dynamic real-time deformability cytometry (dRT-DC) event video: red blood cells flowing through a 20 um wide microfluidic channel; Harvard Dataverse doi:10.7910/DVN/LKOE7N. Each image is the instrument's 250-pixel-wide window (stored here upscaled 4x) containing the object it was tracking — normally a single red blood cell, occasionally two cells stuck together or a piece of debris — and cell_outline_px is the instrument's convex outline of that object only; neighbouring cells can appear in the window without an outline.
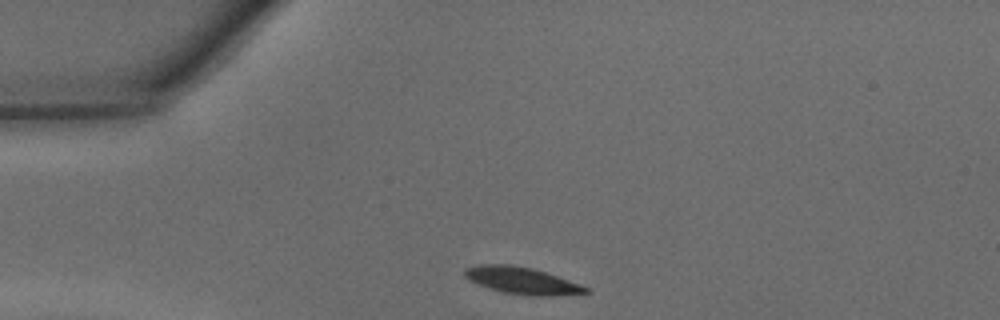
{"species": "common noctule bat (a hibernating species)", "species_latin": "Nyctalus noctula", "temperature_condition": "warm", "stored_images_in_passage": 27, "camera_frame_rate_fps": 3000, "um_per_image_px": 0.085, "animal": {"sex": "male", "body_mass_g": 15.6}, "frame": {"image": 1, "passage_image": 1, "time_ms": 0.0, "image_size_px": [1000, 320], "cell_outline_px": [[592, 292], [552, 296], [528, 296], [504, 292], [468, 280], [464, 276], [464, 268], [480, 264], [512, 264], [532, 268], [580, 284], [588, 288]], "centroid_in_image_um": [44.36, 23.84], "position_along_channel_um": 40.6, "area_um2": 18.84}}
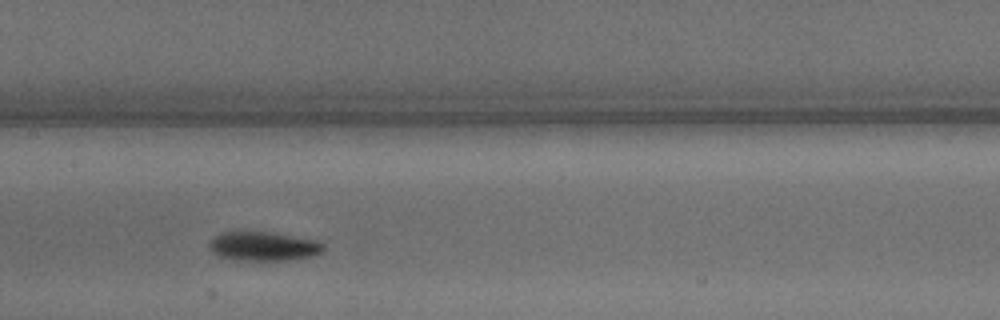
{"frame": {"image": 2, "passage_image": 13, "time_ms": 4.0, "image_size_px": [1000, 320], "cell_outline_px": [[324, 248], [320, 252], [312, 256], [288, 260], [228, 260], [216, 256], [208, 248], [208, 244], [220, 232], [244, 228], [272, 232], [316, 240], [324, 244]], "centroid_in_image_um": [22.28, 20.89], "position_along_channel_um": 185.1, "area_um2": 20.23}}
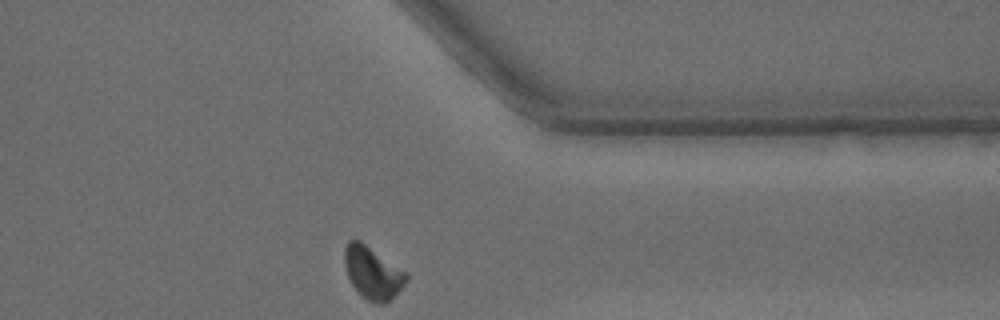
{"frame": {"image": 3, "passage_image": 27, "time_ms": 8.667, "image_size_px": [1000, 320], "cell_outline_px": [[408, 280], [384, 304], [380, 304], [368, 300], [352, 284], [348, 276], [344, 264], [344, 248], [348, 240], [360, 240], [408, 272]], "centroid_in_image_um": [31.68, 23.14], "position_along_channel_um": 379.7, "area_um2": 18.61}, "authors_computed_cell_mechanics": {"area_um2": 19.8832, "velocity_mm_per_s": 4.3199, "shape_relaxation_time_tau1_ms": 1.618, "shape_relaxation_time_tau2_ms": null, "deformation_change_tau1": 0.1005, "deformation_change_tau2": null}}